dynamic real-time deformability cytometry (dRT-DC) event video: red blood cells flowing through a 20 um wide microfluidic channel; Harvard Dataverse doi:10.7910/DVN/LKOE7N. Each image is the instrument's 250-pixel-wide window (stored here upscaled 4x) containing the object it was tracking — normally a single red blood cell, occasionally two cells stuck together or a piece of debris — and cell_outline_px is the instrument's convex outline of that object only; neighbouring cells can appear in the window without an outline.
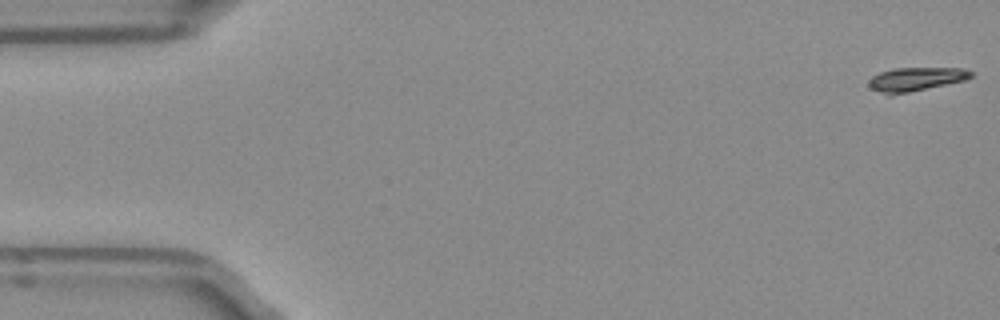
{"species": "Egyptian fruit bat (a non-hibernating species)", "species_latin": "Rousettus aegyptiacus", "temperature_condition": "room temperature", "stored_images_in_passage": 51, "camera_frame_rate_fps": 3000, "um_per_image_px": 0.085, "frame": {"image": 1, "passage_image": 1, "time_ms": 0.0, "image_size_px": [1000, 320], "cell_outline_px": [[972, 76], [964, 80], [892, 96], [888, 96], [872, 88], [868, 84], [868, 80], [872, 76], [880, 72], [892, 68], [964, 68], [972, 72]], "centroid_in_image_um": [77.79, 6.74], "position_along_channel_um": 7.2, "area_um2": 14.16}}
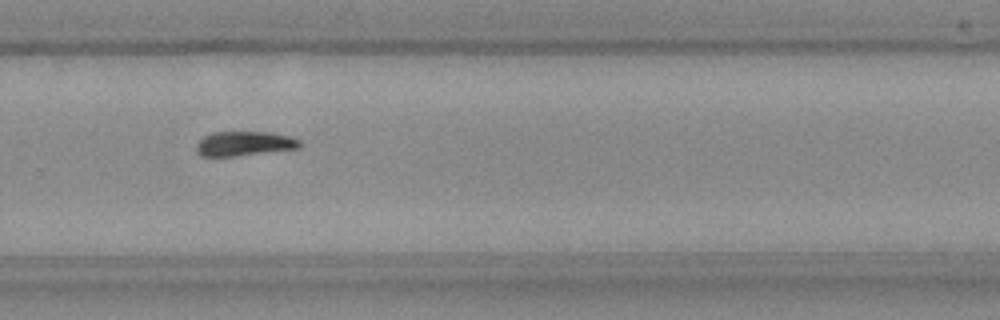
{"frame": {"image": 2, "passage_image": 34, "time_ms": 11.0, "image_size_px": [1000, 320], "cell_outline_px": [[304, 144], [300, 148], [236, 156], [200, 156], [196, 152], [196, 144], [204, 136], [212, 132], [272, 132], [288, 136], [300, 140]], "centroid_in_image_um": [20.78, 12.21], "position_along_channel_um": 309.0, "area_um2": 14.91}}
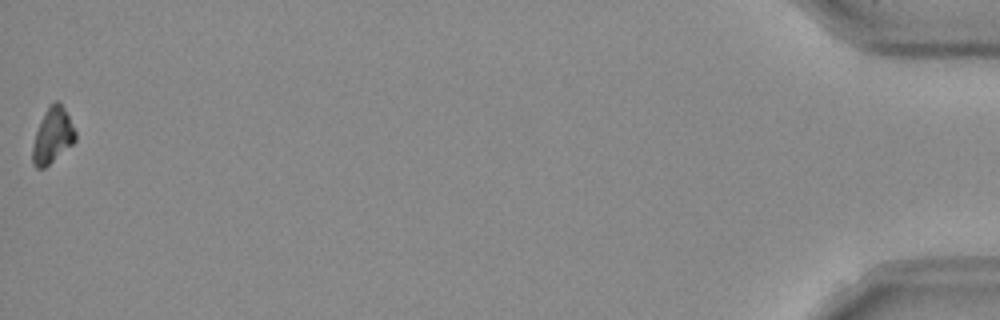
{"frame": {"image": 3, "passage_image": 51, "time_ms": 16.667, "image_size_px": [1000, 320], "cell_outline_px": [[76, 140], [72, 144], [44, 168], [36, 168], [32, 164], [32, 144], [40, 120], [48, 104], [56, 100], [60, 100], [76, 132]], "centroid_in_image_um": [4.45, 11.49], "position_along_channel_um": 430.8, "area_um2": 13.87}, "authors_computed_cell_mechanics": {"area_um2": 14.6234, "velocity_mm_per_s": 3.9684, "shape_relaxation_time_tau1_ms": 7.0997, "shape_relaxation_time_tau2_ms": 2.0783, "deformation_change_tau1": 0.2143, "deformation_change_tau2": 0.0807}}